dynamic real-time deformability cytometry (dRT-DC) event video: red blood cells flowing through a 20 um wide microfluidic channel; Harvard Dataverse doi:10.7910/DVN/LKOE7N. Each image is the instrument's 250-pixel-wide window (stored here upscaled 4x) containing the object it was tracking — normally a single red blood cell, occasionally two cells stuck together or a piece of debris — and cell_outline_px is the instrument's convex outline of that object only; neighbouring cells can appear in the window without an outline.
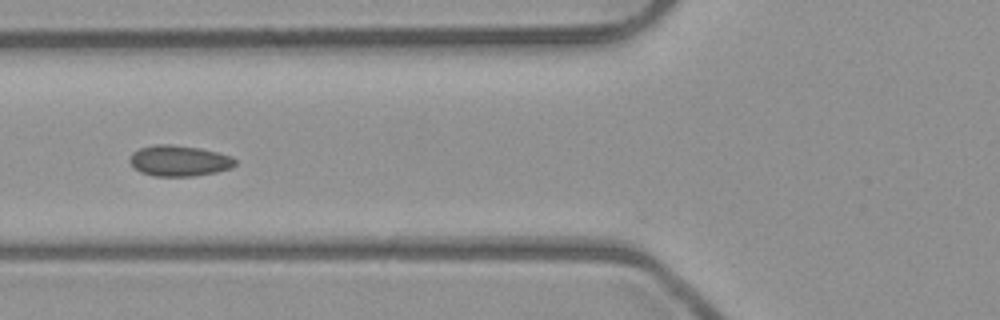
{"species": "common noctule bat (a hibernating species)", "species_latin": "Nyctalus noctula", "temperature_condition": "room temperature", "stored_images_in_passage": 34, "camera_frame_rate_fps": 3000, "um_per_image_px": 0.085, "animal": {"sex": "male", "body_mass_g": 23.1, "forearm_length_mm": 52.7}, "frame": {"image": 1, "passage_image": 2, "time_ms": 0.333, "image_size_px": [1000, 320], "cell_outline_px": [[236, 164], [232, 168], [216, 172], [192, 176], [152, 176], [140, 172], [128, 160], [132, 152], [140, 148], [156, 144], [172, 144], [200, 148], [232, 156], [236, 160]], "centroid_in_image_um": [15.23, 13.66], "position_along_channel_um": 110.6, "area_um2": 19.02}}
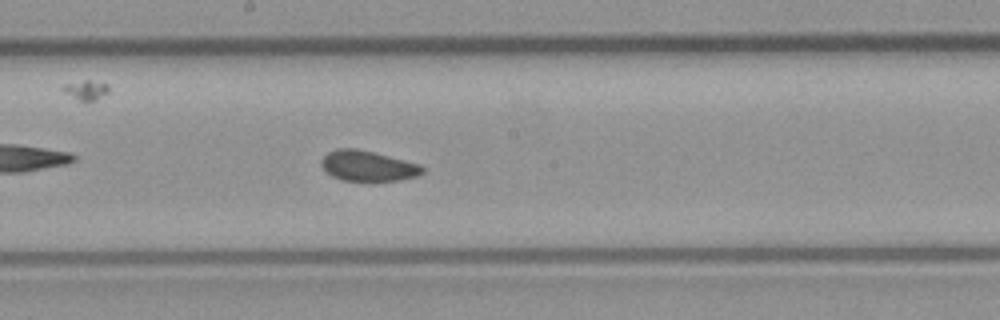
{"frame": {"image": 2, "passage_image": 10, "time_ms": 3.0, "image_size_px": [1000, 320], "cell_outline_px": [[424, 172], [416, 176], [400, 180], [372, 184], [344, 180], [332, 176], [320, 164], [320, 160], [328, 152], [336, 148], [356, 148], [420, 164], [424, 168]], "centroid_in_image_um": [31.27, 14.15], "position_along_channel_um": 216.9, "area_um2": 18.44}}
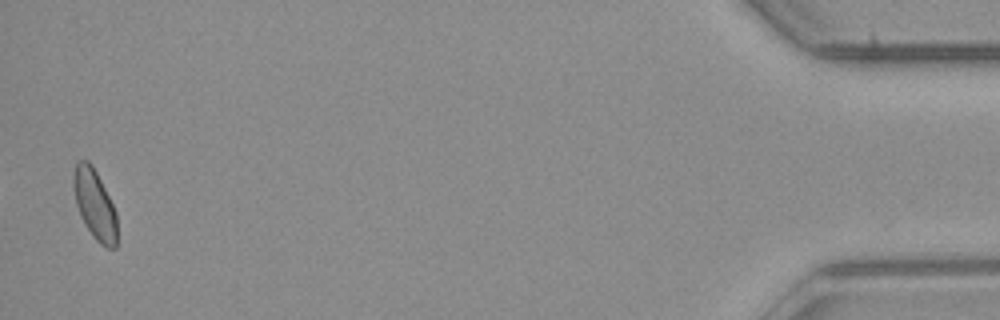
{"frame": {"image": 3, "passage_image": 33, "time_ms": 10.667, "image_size_px": [1000, 320], "cell_outline_px": [[116, 248], [108, 248], [100, 244], [92, 236], [80, 216], [76, 204], [72, 184], [72, 176], [76, 160], [88, 160], [92, 164], [116, 212]], "centroid_in_image_um": [8.01, 17.35], "position_along_channel_um": 427.2, "area_um2": 17.69}, "authors_computed_cell_mechanics": {"area_um2": 18.1203, "velocity_mm_per_s": 3.9687, "shape_relaxation_time_tau1_ms": null, "shape_relaxation_time_tau2_ms": 2.4583, "deformation_change_tau1": null, "deformation_change_tau2": 0.0353}}